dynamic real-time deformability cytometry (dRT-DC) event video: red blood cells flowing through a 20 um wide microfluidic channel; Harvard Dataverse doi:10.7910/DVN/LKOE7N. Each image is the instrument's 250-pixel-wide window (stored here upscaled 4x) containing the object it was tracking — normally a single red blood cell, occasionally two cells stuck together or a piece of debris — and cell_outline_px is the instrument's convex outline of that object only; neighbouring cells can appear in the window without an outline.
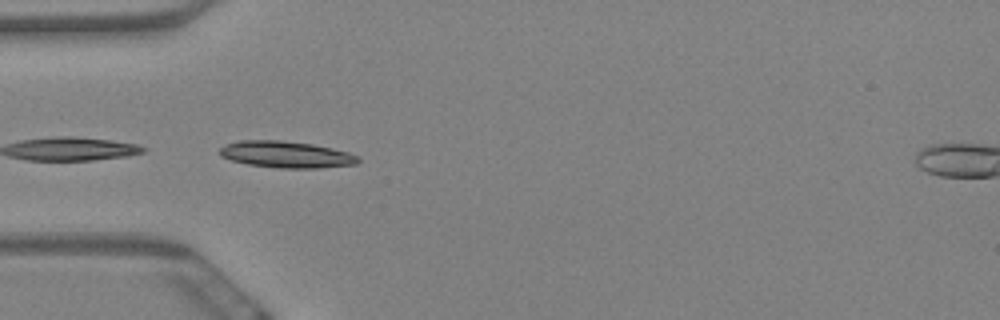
{"species": "Egyptian fruit bat (a non-hibernating species)", "species_latin": "Rousettus aegyptiacus", "temperature_condition": "warm", "stored_images_in_passage": 15, "camera_frame_rate_fps": 3000, "um_per_image_px": 0.085, "animal": {"sex": "female"}, "frame": {"image": 1, "passage_image": 11, "time_ms": 3.333, "image_size_px": [1000, 320], "cell_outline_px": [[360, 160], [356, 164], [320, 168], [280, 168], [248, 164], [232, 160], [220, 156], [220, 148], [236, 140], [280, 140], [312, 144], [332, 148], [348, 152], [356, 156]], "centroid_in_image_um": [24.32, 13.13], "position_along_channel_um": 60.7, "area_um2": 21.33}}